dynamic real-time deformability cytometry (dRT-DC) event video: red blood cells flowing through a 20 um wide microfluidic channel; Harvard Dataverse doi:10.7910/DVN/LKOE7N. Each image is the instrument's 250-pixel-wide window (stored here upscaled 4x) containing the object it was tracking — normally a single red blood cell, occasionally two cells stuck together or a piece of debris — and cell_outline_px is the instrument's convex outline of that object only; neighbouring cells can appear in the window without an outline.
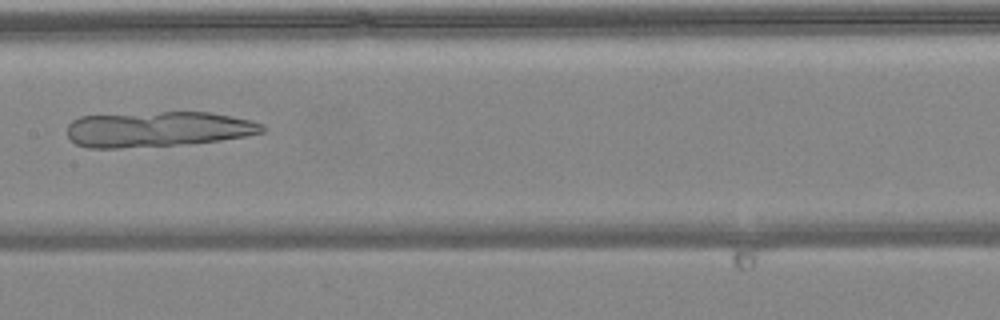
{"species": "common noctule bat (a hibernating species)", "species_latin": "Nyctalus noctula", "temperature_condition": "warm", "stored_images_in_passage": 5, "camera_frame_rate_fps": 3000, "um_per_image_px": 0.085, "animal": {"sex": "female", "body_mass_g": 24.6, "forearm_length_mm": 56.2}, "frame": {"image": 1, "passage_image": 5, "time_ms": 1.333, "image_size_px": [1000, 320], "cell_outline_px": [[268, 128], [264, 132], [244, 136], [220, 140], [176, 144], [120, 148], [88, 148], [76, 144], [68, 136], [68, 124], [72, 120], [80, 116], [160, 112], [208, 112], [248, 120], [264, 124]], "centroid_in_image_um": [13.39, 10.98], "position_along_channel_um": 194.0, "area_um2": 39.88}}